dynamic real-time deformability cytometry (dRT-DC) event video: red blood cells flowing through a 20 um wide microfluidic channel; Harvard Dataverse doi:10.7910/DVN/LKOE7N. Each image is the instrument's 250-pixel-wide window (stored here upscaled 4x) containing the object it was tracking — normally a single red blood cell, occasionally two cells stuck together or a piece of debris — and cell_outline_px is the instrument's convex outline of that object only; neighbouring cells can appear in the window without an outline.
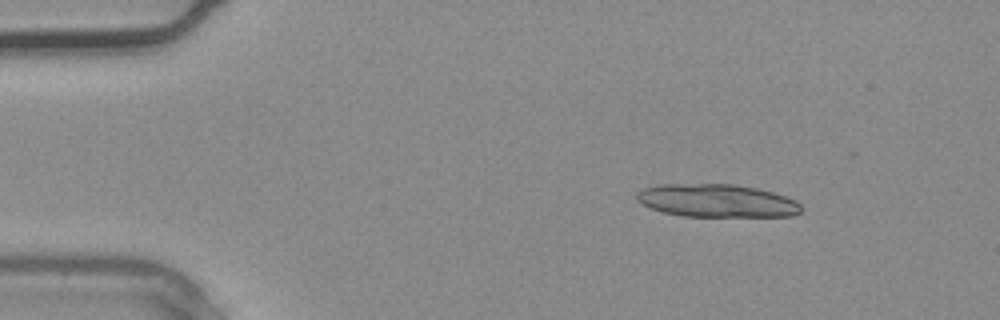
{"species": "common noctule bat (a hibernating species)", "species_latin": "Nyctalus noctula", "temperature_condition": "warm", "stored_images_in_passage": 3, "segment_of_instrument_passage": [1, 2], "camera_frame_rate_fps": 3000, "um_per_image_px": 0.085, "animal": {"sex": "male", "body_mass_g": 20.4}, "frame": {"image": 1, "passage_image": 1, "time_ms": 0.0, "image_size_px": [1000, 320], "cell_outline_px": [[804, 208], [800, 212], [792, 216], [680, 216], [660, 212], [648, 208], [636, 200], [636, 192], [644, 188], [664, 184], [732, 184], [756, 188], [772, 192], [796, 200]], "centroid_in_image_um": [60.9, 17.07], "position_along_channel_um": 24.1, "area_um2": 31.79}}